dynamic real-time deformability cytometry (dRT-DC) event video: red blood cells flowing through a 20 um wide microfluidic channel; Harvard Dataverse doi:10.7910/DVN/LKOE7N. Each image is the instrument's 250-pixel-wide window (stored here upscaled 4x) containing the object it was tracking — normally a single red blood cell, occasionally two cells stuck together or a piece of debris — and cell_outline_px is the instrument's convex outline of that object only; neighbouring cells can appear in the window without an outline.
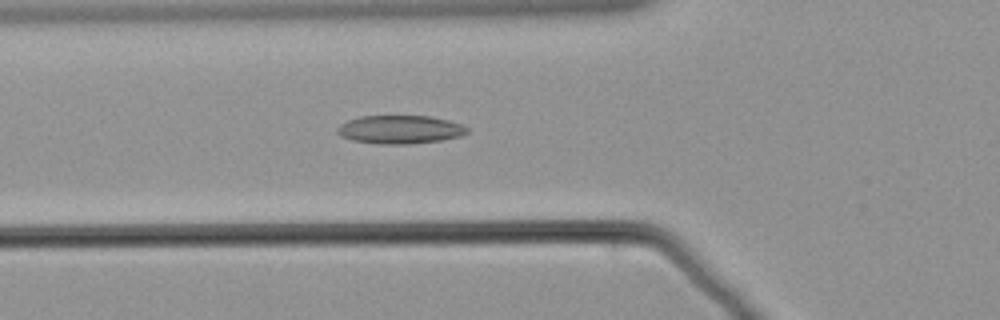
{"species": "common noctule bat (a hibernating species)", "species_latin": "Nyctalus noctula", "temperature_condition": "warm", "stored_images_in_passage": 60, "camera_frame_rate_fps": 3000, "um_per_image_px": 0.085, "animal": {"sex": "male", "body_mass_g": 21.5, "forearm_length_mm": 52.0}, "frame": {"image": 1, "passage_image": 22, "time_ms": 7.0, "image_size_px": [1000, 320], "cell_outline_px": [[468, 132], [460, 136], [440, 140], [408, 144], [376, 144], [352, 140], [340, 136], [336, 132], [336, 128], [340, 124], [348, 120], [360, 116], [428, 116], [448, 120], [460, 124], [468, 128]], "centroid_in_image_um": [33.95, 11.01], "position_along_channel_um": 91.9, "area_um2": 21.44}}
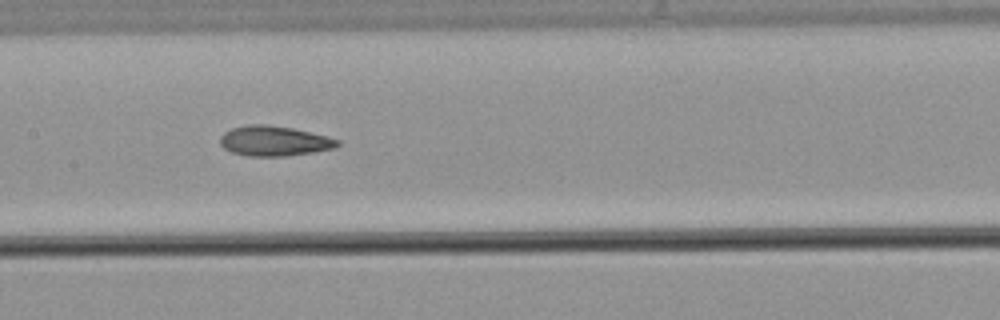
{"frame": {"image": 2, "passage_image": 30, "time_ms": 9.667, "image_size_px": [1000, 320], "cell_outline_px": [[340, 144], [336, 148], [316, 152], [284, 156], [248, 156], [232, 152], [224, 148], [220, 144], [220, 136], [224, 132], [232, 128], [248, 124], [264, 124], [292, 128], [328, 136], [340, 140]], "centroid_in_image_um": [23.33, 11.98], "position_along_channel_um": 184.1, "area_um2": 20.69}}
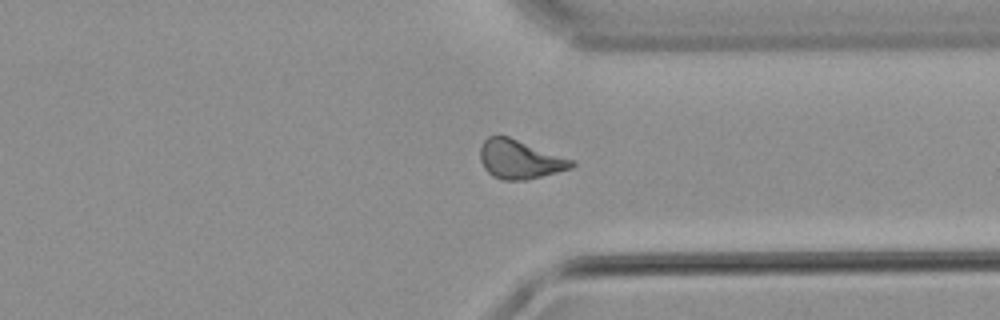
{"frame": {"image": 3, "passage_image": 46, "time_ms": 15.0, "image_size_px": [1000, 320], "cell_outline_px": [[576, 164], [572, 168], [528, 180], [500, 180], [492, 176], [484, 168], [480, 160], [480, 148], [484, 140], [488, 136], [508, 136], [572, 160]], "centroid_in_image_um": [44.15, 13.56], "position_along_channel_um": 367.3, "area_um2": 20.58}}